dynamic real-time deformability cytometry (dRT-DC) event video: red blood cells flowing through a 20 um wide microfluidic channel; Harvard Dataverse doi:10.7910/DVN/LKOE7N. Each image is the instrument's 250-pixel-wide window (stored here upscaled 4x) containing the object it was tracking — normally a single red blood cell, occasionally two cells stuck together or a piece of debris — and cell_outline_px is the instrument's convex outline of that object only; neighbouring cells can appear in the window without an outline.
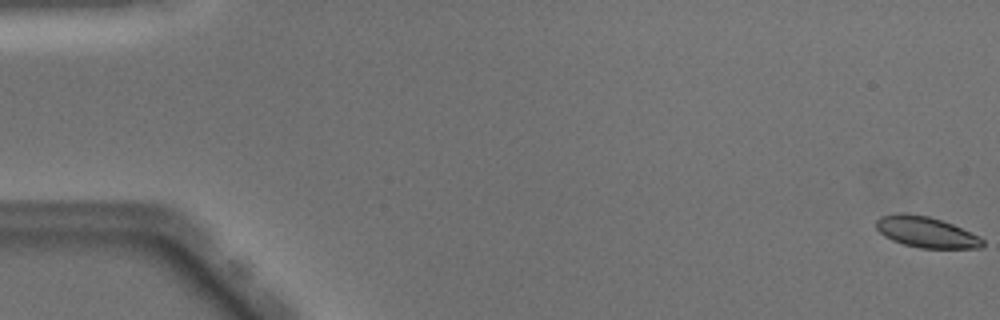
{"species": "Egyptian fruit bat (a non-hibernating species)", "species_latin": "Rousettus aegyptiacus", "temperature_condition": "warm", "stored_images_in_passage": 51, "camera_frame_rate_fps": 3000, "um_per_image_px": 0.085, "animal": {"sex": "male"}, "frame": {"image": 1, "passage_image": 1, "time_ms": 0.0, "image_size_px": [1000, 320], "cell_outline_px": [[984, 244], [980, 248], [920, 248], [904, 244], [892, 240], [884, 236], [876, 228], [876, 220], [880, 216], [896, 212], [904, 212], [928, 216], [952, 224], [980, 236], [984, 240]], "centroid_in_image_um": [78.7, 19.71], "position_along_channel_um": 6.3, "area_um2": 19.25}}
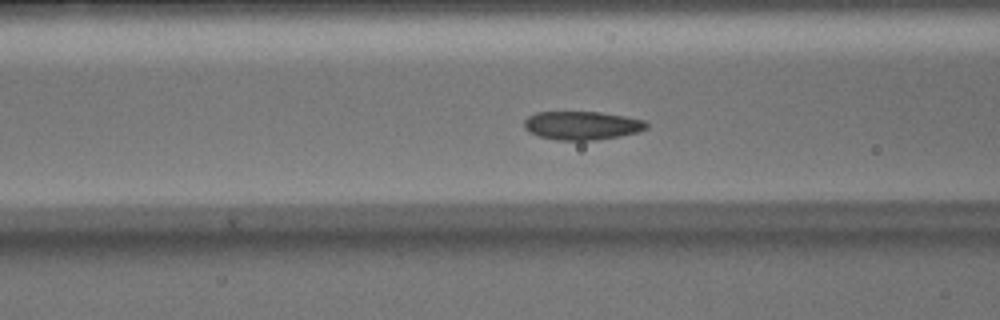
{"frame": {"image": 2, "passage_image": 21, "time_ms": 6.667, "image_size_px": [1000, 320], "cell_outline_px": [[648, 128], [636, 132], [620, 136], [596, 140], [556, 140], [540, 136], [528, 132], [524, 128], [524, 120], [528, 116], [536, 112], [600, 112], [624, 116], [644, 120], [648, 124]], "centroid_in_image_um": [49.45, 10.66], "position_along_channel_um": 117.2, "area_um2": 20.35}}
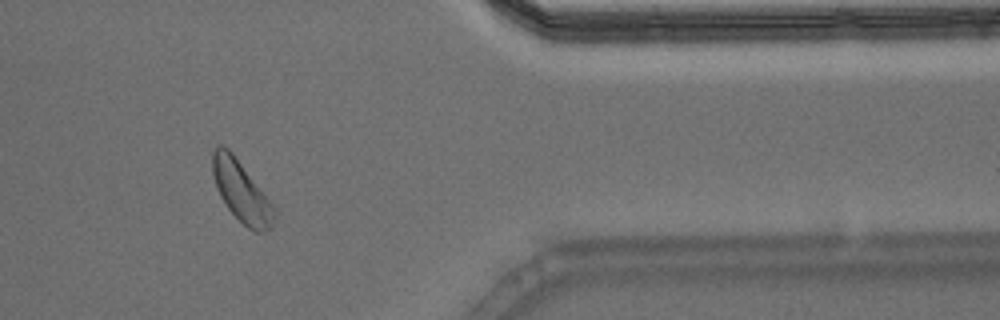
{"frame": {"image": 3, "passage_image": 43, "time_ms": 14.0, "image_size_px": [1000, 320], "cell_outline_px": [[276, 216], [272, 224], [264, 232], [256, 232], [248, 228], [224, 204], [216, 188], [212, 172], [212, 152], [216, 144], [220, 144], [228, 148], [232, 152], [268, 200], [276, 212]], "centroid_in_image_um": [20.46, 16.25], "position_along_channel_um": 390.9, "area_um2": 21.33}, "authors_computed_cell_mechanics": {"area_um2": 20.1722, "velocity_mm_per_s": 4.0194, "shape_relaxation_time_tau1_ms": 2.3149, "shape_relaxation_time_tau2_ms": null, "deformation_change_tau1": 0.073, "deformation_change_tau2": null}}